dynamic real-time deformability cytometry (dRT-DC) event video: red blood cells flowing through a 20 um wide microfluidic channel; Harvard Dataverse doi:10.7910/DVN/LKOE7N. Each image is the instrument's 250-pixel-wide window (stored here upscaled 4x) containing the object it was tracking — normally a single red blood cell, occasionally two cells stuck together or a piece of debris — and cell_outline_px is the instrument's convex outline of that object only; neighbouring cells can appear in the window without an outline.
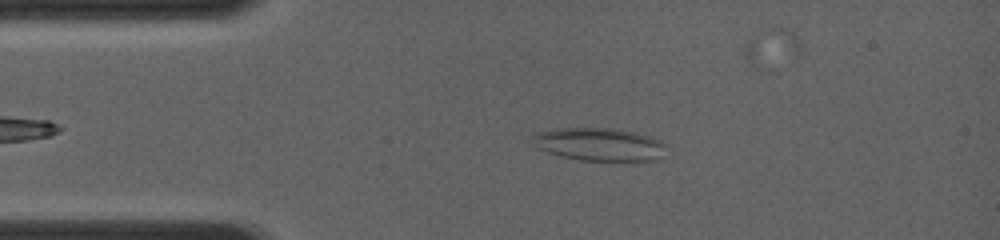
{"species": "common noctule bat (a hibernating species)", "species_latin": "Nyctalus noctula", "temperature_condition": "room temperature", "stored_images_in_passage": 44, "camera_frame_rate_fps": 4000, "um_per_image_px": 0.085, "animal": {"sex": "female", "body_mass_g": 19.0, "forearm_length_mm": 56.7}, "frame": {"image": 1, "passage_image": 9, "time_ms": 1.75, "image_size_px": [1000, 240], "cell_outline_px": [[668, 144], [660, 160], [580, 160], [560, 156], [536, 148], [532, 136], [536, 132], [560, 128], [612, 128], [632, 132], [648, 136], [660, 140]], "centroid_in_image_um": [50.95, 12.27], "position_along_channel_um": 34.1, "area_um2": 25.61}}
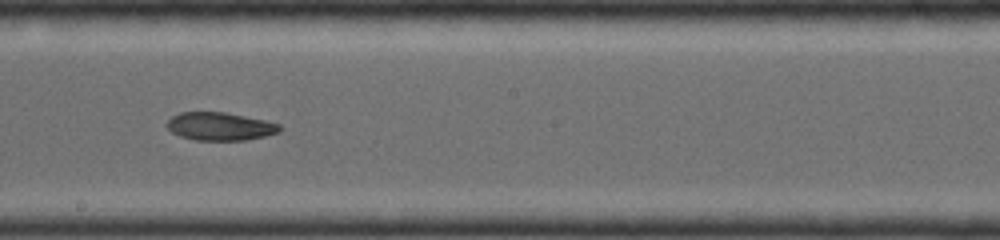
{"frame": {"image": 2, "passage_image": 24, "time_ms": 6.75, "image_size_px": [1000, 240], "cell_outline_px": [[280, 132], [264, 136], [244, 140], [196, 140], [180, 136], [172, 132], [164, 124], [172, 116], [180, 112], [224, 112], [264, 120], [280, 124]], "centroid_in_image_um": [18.67, 10.74], "position_along_channel_um": 229.5, "area_um2": 18.32}}
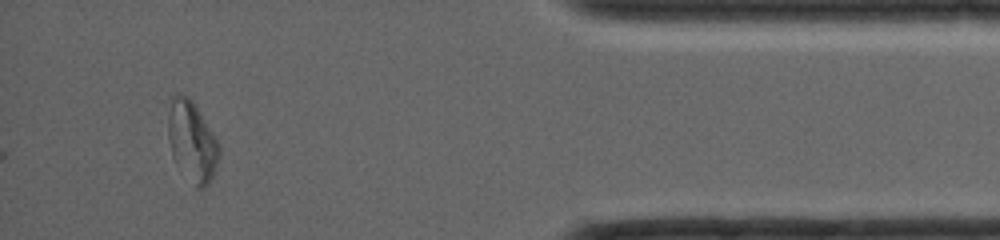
{"frame": {"image": 3, "passage_image": 39, "time_ms": 11.75, "image_size_px": [1000, 240], "cell_outline_px": [[220, 156], [212, 176], [208, 184], [204, 188], [196, 188], [172, 156], [168, 136], [168, 116], [172, 96], [176, 92], [188, 96], [192, 100], [220, 144]], "centroid_in_image_um": [16.33, 11.99], "position_along_channel_um": 418.9, "area_um2": 23.64}}